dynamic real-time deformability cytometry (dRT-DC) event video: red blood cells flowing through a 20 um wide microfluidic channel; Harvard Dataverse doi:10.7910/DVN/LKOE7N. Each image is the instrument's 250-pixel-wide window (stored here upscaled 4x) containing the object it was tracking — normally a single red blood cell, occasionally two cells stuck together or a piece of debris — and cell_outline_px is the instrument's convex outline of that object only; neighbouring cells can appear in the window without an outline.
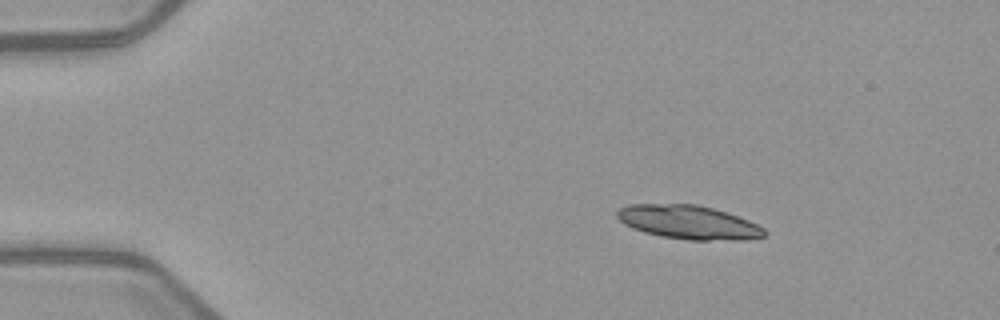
{"species": "common noctule bat (a hibernating species)", "species_latin": "Nyctalus noctula", "temperature_condition": "warm", "stored_images_in_passage": 3, "camera_frame_rate_fps": 3000, "um_per_image_px": 0.085, "animal": {"sex": "female", "body_mass_g": 21.9}, "frame": {"image": 1, "passage_image": 1, "time_ms": 0.0, "image_size_px": [1000, 320], "cell_outline_px": [[768, 232], [764, 236], [748, 240], [688, 240], [660, 236], [644, 232], [632, 228], [624, 224], [616, 216], [616, 212], [620, 208], [628, 204], [696, 204], [712, 208], [748, 220], [764, 228]], "centroid_in_image_um": [58.52, 18.9], "position_along_channel_um": 26.5, "area_um2": 29.02}}